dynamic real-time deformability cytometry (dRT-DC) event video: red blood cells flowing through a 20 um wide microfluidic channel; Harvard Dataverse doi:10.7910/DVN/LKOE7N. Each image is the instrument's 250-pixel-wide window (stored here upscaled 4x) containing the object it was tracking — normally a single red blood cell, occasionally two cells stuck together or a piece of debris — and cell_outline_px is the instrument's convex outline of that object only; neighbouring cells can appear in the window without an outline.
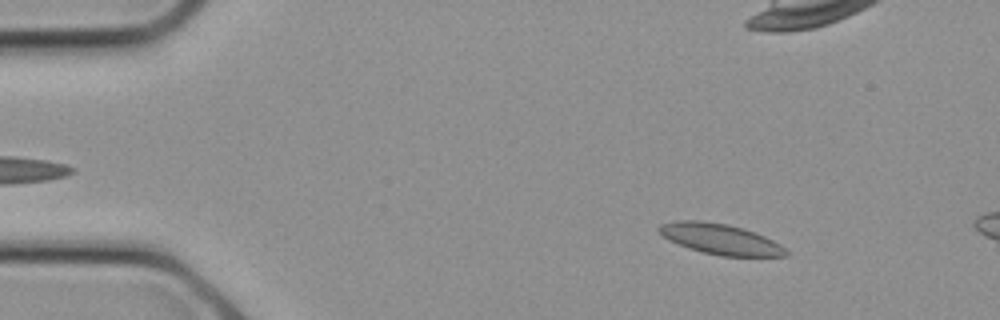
{"species": "common noctule bat (a hibernating species)", "species_latin": "Nyctalus noctula", "temperature_condition": "cold", "stored_images_in_passage": 6, "camera_frame_rate_fps": 3000, "um_per_image_px": 0.085, "animal": {"sex": "female", "body_mass_g": 21.9}, "frame": {"image": 1, "passage_image": 3, "time_ms": 0.667, "image_size_px": [1000, 320], "cell_outline_px": [[788, 256], [720, 256], [688, 248], [668, 240], [656, 228], [660, 224], [676, 220], [700, 220], [728, 224], [764, 236], [780, 244], [788, 252]], "centroid_in_image_um": [61.19, 20.32], "position_along_channel_um": 23.8, "area_um2": 22.43}}